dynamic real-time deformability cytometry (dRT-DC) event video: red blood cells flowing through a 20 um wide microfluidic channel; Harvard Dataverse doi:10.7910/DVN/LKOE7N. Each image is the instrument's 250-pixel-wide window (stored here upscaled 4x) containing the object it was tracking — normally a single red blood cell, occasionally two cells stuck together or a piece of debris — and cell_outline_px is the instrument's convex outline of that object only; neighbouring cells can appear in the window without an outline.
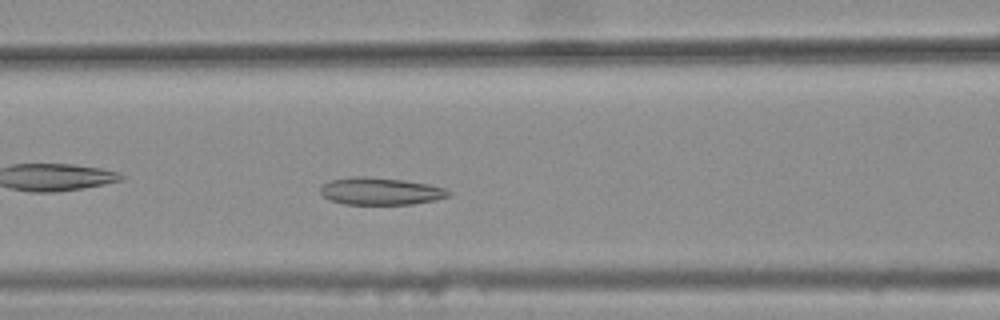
{"species": "common noctule bat (a hibernating species)", "species_latin": "Nyctalus noctula", "temperature_condition": "warm", "stored_images_in_passage": 39, "camera_frame_rate_fps": 3000, "um_per_image_px": 0.085, "animal": {"sex": "female", "body_mass_g": 25.1}, "frame": {"image": 1, "passage_image": 17, "time_ms": 5.333, "image_size_px": [1000, 320], "cell_outline_px": [[452, 192], [448, 196], [436, 200], [412, 204], [344, 204], [328, 200], [320, 192], [320, 188], [324, 184], [332, 180], [352, 176], [364, 176], [404, 180], [428, 184], [444, 188]], "centroid_in_image_um": [32.34, 16.25], "position_along_channel_um": 134.3, "area_um2": 20.35}}
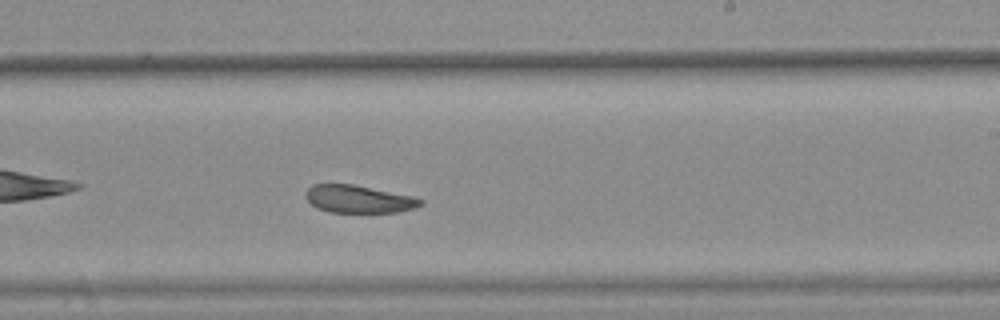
{"frame": {"image": 2, "passage_image": 27, "time_ms": 8.667, "image_size_px": [1000, 320], "cell_outline_px": [[424, 204], [416, 208], [396, 212], [328, 212], [316, 208], [304, 196], [304, 192], [312, 184], [352, 184], [412, 196], [424, 200]], "centroid_in_image_um": [30.47, 16.92], "position_along_channel_um": 258.5, "area_um2": 18.55}}
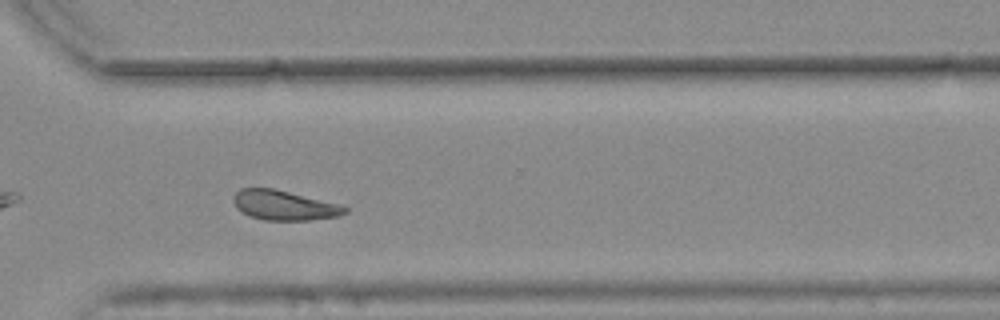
{"frame": {"image": 3, "passage_image": 34, "time_ms": 11.0, "image_size_px": [1000, 320], "cell_outline_px": [[348, 212], [340, 216], [308, 220], [264, 220], [248, 216], [236, 208], [232, 200], [236, 192], [240, 188], [272, 188], [344, 204], [348, 208]], "centroid_in_image_um": [24.19, 17.45], "position_along_channel_um": 346.4, "area_um2": 19.65}, "authors_computed_cell_mechanics": {"area_um2": 20.2878, "velocity_mm_per_s": 3.7429, "shape_relaxation_time_tau1_ms": null, "shape_relaxation_time_tau2_ms": 4.0058, "deformation_change_tau1": null, "deformation_change_tau2": 0.1137}}